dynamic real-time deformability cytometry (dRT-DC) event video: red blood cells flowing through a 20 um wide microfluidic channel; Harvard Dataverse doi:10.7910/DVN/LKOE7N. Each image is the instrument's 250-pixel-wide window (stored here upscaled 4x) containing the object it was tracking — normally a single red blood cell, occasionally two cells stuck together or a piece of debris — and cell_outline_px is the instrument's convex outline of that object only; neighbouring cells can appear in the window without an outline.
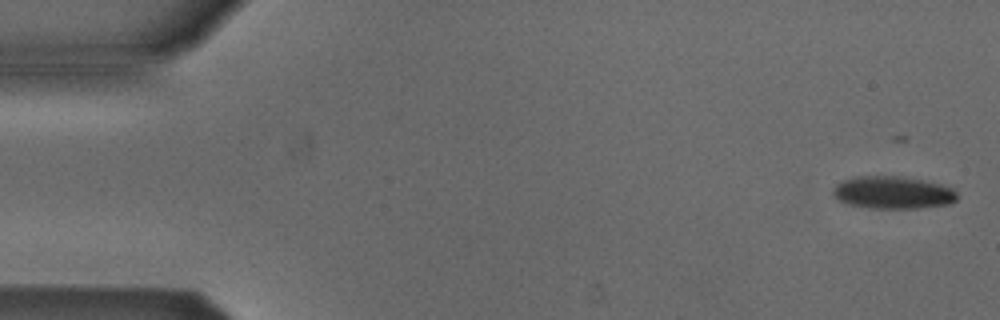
{"species": "Egyptian fruit bat (a non-hibernating species)", "species_latin": "Rousettus aegyptiacus", "temperature_condition": "cold", "stored_images_in_passage": 5, "camera_frame_rate_fps": 3000, "um_per_image_px": 0.085, "animal": {"sex": "male"}, "frame": {"image": 1, "passage_image": 1, "time_ms": 0.0, "image_size_px": [1000, 320], "cell_outline_px": [[956, 200], [948, 204], [920, 208], [868, 208], [848, 204], [836, 200], [832, 192], [832, 188], [836, 184], [844, 180], [856, 176], [896, 176], [920, 180], [940, 184], [952, 188], [956, 192]], "centroid_in_image_um": [75.84, 16.37], "position_along_channel_um": 9.2, "area_um2": 23.47}}
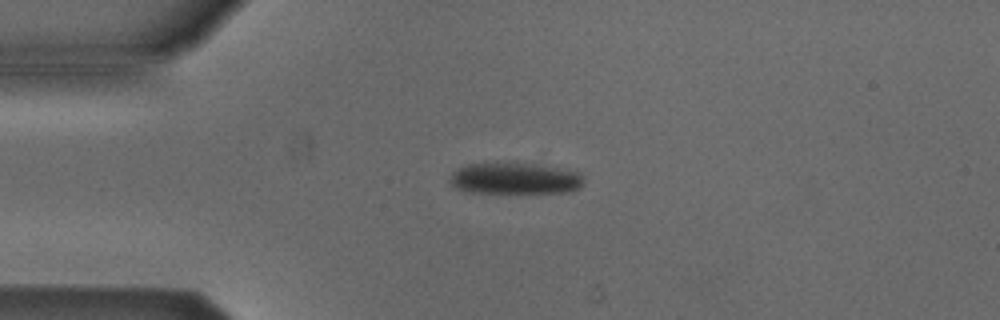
{"frame": {"image": 2, "passage_image": 4, "time_ms": 3.667, "image_size_px": [1000, 320], "cell_outline_px": [[584, 184], [580, 188], [568, 192], [468, 192], [456, 188], [452, 184], [452, 172], [456, 168], [468, 164], [484, 160], [516, 160], [564, 168], [580, 172], [584, 176]], "centroid_in_image_um": [43.79, 15.09], "position_along_channel_um": 41.2, "area_um2": 25.84}}